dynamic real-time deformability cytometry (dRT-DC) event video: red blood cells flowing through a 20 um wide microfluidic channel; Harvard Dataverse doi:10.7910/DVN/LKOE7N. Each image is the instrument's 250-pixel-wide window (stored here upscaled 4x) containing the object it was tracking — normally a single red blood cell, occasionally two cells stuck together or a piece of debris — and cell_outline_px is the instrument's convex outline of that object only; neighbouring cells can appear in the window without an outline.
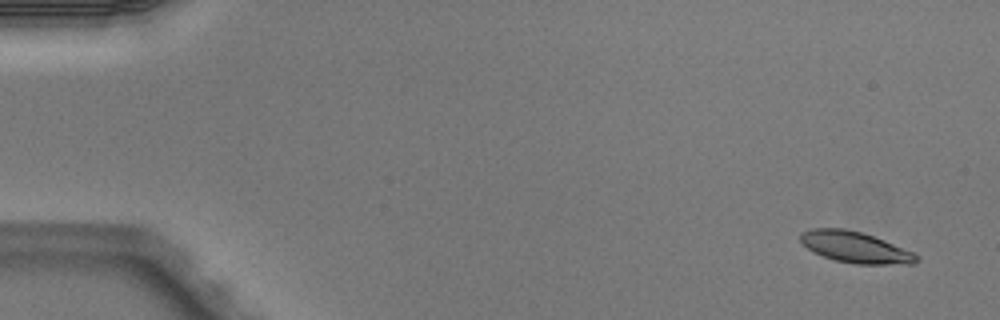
{"species": "Egyptian fruit bat (a non-hibernating species)", "species_latin": "Rousettus aegyptiacus", "temperature_condition": "warm", "stored_images_in_passage": 5, "camera_frame_rate_fps": 3000, "um_per_image_px": 0.085, "animal": {"sex": "male"}, "frame": {"image": 1, "passage_image": 1, "time_ms": 0.0, "image_size_px": [1000, 320], "cell_outline_px": [[920, 260], [916, 264], [856, 264], [836, 260], [824, 256], [808, 248], [800, 240], [800, 236], [804, 232], [812, 228], [844, 228], [860, 232], [884, 240], [912, 252]], "centroid_in_image_um": [72.72, 21.02], "position_along_channel_um": 12.3, "area_um2": 20.63}}